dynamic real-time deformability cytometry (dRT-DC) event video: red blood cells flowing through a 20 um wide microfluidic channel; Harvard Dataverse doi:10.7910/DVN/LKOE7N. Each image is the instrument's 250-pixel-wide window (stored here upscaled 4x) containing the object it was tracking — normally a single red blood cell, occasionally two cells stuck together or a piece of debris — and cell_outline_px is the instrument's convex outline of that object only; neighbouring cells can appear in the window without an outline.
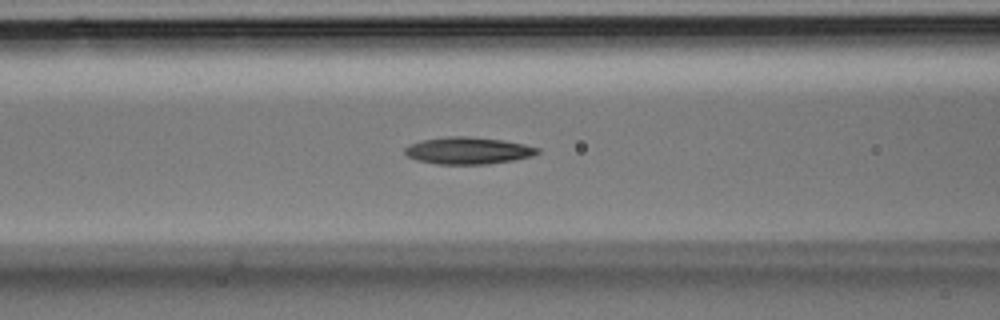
{"species": "Egyptian fruit bat (a non-hibernating species)", "species_latin": "Rousettus aegyptiacus", "temperature_condition": "room temperature", "stored_images_in_passage": 31, "camera_frame_rate_fps": 3000, "um_per_image_px": 0.085, "animal": {"sex": "male"}, "frame": {"image": 1, "passage_image": 9, "time_ms": 2.667, "image_size_px": [1000, 320], "cell_outline_px": [[540, 152], [532, 156], [512, 160], [488, 164], [436, 164], [416, 160], [408, 156], [404, 152], [404, 148], [408, 144], [420, 140], [448, 136], [468, 136], [504, 140], [524, 144], [540, 148]], "centroid_in_image_um": [39.76, 12.79], "position_along_channel_um": 126.8, "area_um2": 21.04}}
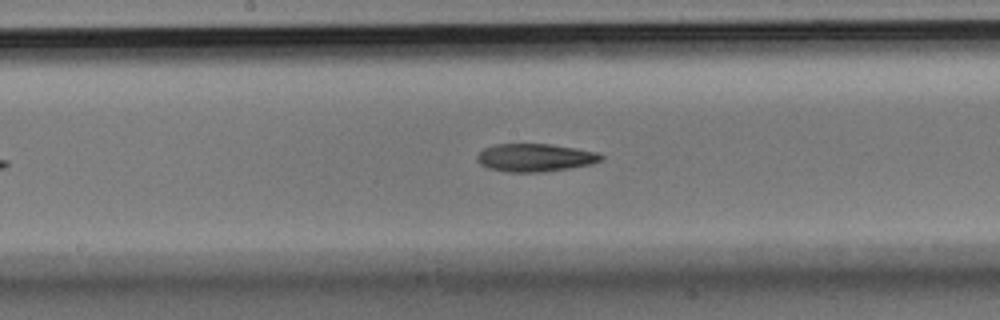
{"frame": {"image": 2, "passage_image": 13, "time_ms": 4.0, "image_size_px": [1000, 320], "cell_outline_px": [[604, 160], [592, 164], [568, 168], [540, 172], [508, 172], [488, 168], [480, 164], [476, 160], [476, 156], [484, 148], [496, 144], [552, 144], [576, 148], [596, 152], [604, 156]], "centroid_in_image_um": [45.48, 13.39], "position_along_channel_um": 202.7, "area_um2": 20.23}}
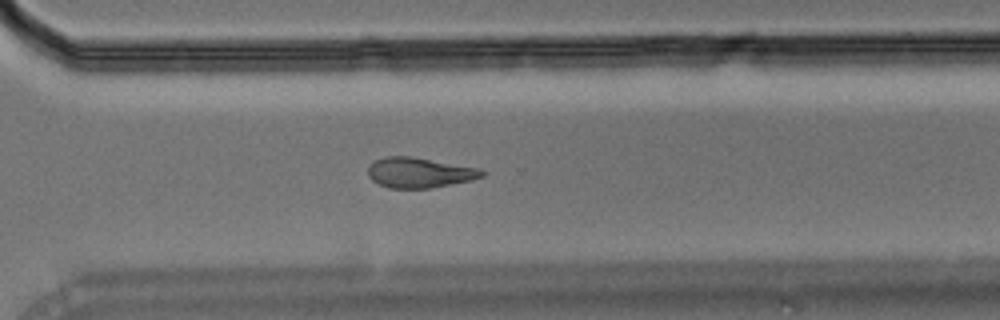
{"frame": {"image": 3, "passage_image": 20, "time_ms": 6.333, "image_size_px": [1000, 320], "cell_outline_px": [[484, 176], [472, 180], [432, 188], [388, 188], [372, 180], [368, 176], [368, 168], [376, 160], [384, 156], [408, 156], [480, 168], [484, 172]], "centroid_in_image_um": [35.66, 14.68], "position_along_channel_um": 334.9, "area_um2": 19.94}}